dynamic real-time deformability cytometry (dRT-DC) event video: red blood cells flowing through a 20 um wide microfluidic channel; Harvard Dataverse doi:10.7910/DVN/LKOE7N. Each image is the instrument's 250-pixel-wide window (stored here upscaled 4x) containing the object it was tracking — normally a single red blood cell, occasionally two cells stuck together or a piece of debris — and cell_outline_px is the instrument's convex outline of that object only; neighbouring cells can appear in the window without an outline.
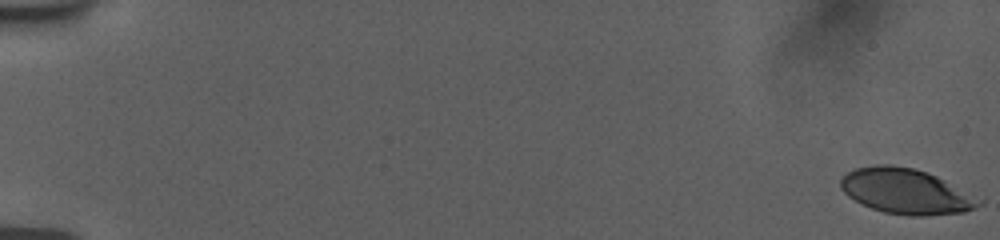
{"species": "human", "species_latin": "Homo sapiens", "temperature_condition": "room temperature", "stored_images_in_passage": 56, "camera_frame_rate_fps": 3000, "um_per_image_px": 0.085, "donor": {"sex": "female"}, "frame": {"image": 1, "passage_image": 1, "time_ms": 0.0, "image_size_px": [1000, 240], "cell_outline_px": [[984, 204], [976, 208], [964, 212], [924, 216], [908, 216], [884, 212], [872, 208], [848, 196], [840, 188], [840, 180], [848, 172], [856, 168], [876, 164], [892, 164], [912, 168], [928, 172], [984, 200]], "centroid_in_image_um": [77.04, 16.26], "position_along_channel_um": 8.0, "area_um2": 36.53}}
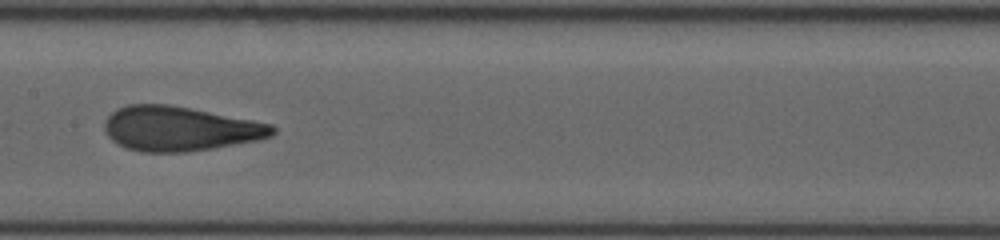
{"frame": {"image": 2, "passage_image": 31, "time_ms": 10.0, "image_size_px": [1000, 240], "cell_outline_px": [[276, 132], [272, 136], [256, 140], [212, 148], [184, 152], [140, 152], [128, 148], [112, 140], [104, 132], [104, 120], [116, 108], [128, 104], [168, 104], [252, 120], [272, 124], [276, 128]], "centroid_in_image_um": [15.24, 10.93], "position_along_channel_um": 192.2, "area_um2": 43.41}}
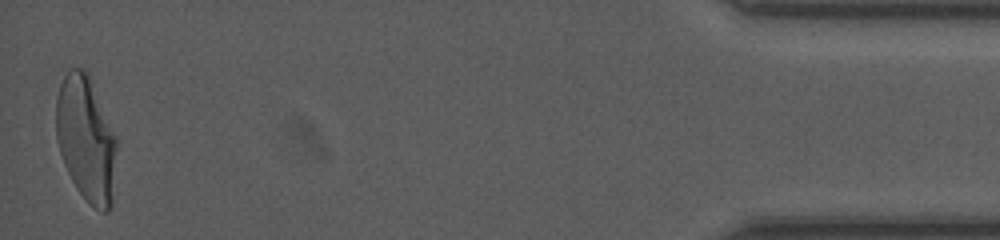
{"frame": {"image": 3, "passage_image": 56, "time_ms": 18.333, "image_size_px": [1000, 240], "cell_outline_px": [[116, 148], [112, 204], [108, 212], [100, 212], [76, 188], [64, 164], [60, 152], [56, 136], [56, 96], [60, 84], [64, 76], [72, 68], [84, 68], [88, 72], [116, 136]], "centroid_in_image_um": [7.31, 11.78], "position_along_channel_um": 427.9, "area_um2": 43.99}, "authors_computed_cell_mechanics": {"area_um2": 42.3385, "velocity_mm_per_s": 3.772, "shape_relaxation_time_tau1_ms": 5.324, "shape_relaxation_time_tau2_ms": 0.9088, "deformation_change_tau1": 0.1989, "deformation_change_tau2": 0.0789}}